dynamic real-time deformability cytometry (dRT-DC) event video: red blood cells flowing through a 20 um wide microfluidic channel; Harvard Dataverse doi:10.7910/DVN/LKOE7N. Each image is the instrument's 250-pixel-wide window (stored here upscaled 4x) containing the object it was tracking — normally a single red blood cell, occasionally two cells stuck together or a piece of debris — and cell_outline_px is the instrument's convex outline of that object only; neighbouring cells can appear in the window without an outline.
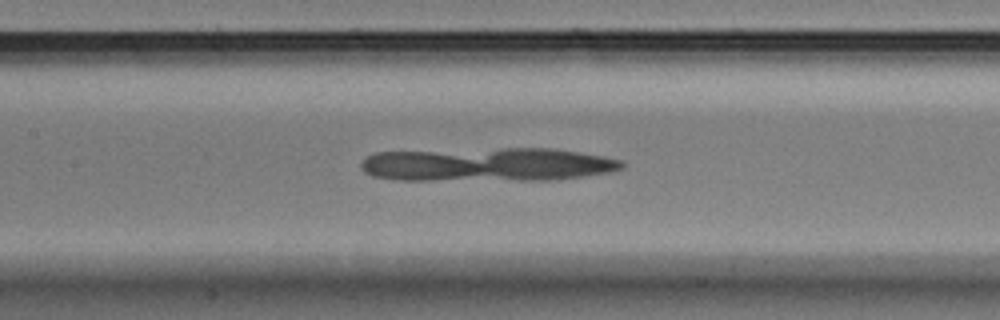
{"species": "Egyptian fruit bat (a non-hibernating species)", "species_latin": "Rousettus aegyptiacus", "temperature_condition": "warm", "stored_images_in_passage": 32, "segment_of_instrument_passage": [2, 3], "camera_frame_rate_fps": 3000, "um_per_image_px": 0.085, "animal": {"sex": "male"}, "frame": {"image": 1, "passage_image": 17, "time_ms": 5.333, "image_size_px": [1000, 320], "cell_outline_px": [[616, 164], [608, 168], [572, 172], [436, 176], [404, 176], [408, 156], [520, 152], [544, 152], [580, 156], [604, 160]], "centroid_in_image_um": [42.52, 13.94], "position_along_channel_um": 164.9, "area_um2": 28.21}}